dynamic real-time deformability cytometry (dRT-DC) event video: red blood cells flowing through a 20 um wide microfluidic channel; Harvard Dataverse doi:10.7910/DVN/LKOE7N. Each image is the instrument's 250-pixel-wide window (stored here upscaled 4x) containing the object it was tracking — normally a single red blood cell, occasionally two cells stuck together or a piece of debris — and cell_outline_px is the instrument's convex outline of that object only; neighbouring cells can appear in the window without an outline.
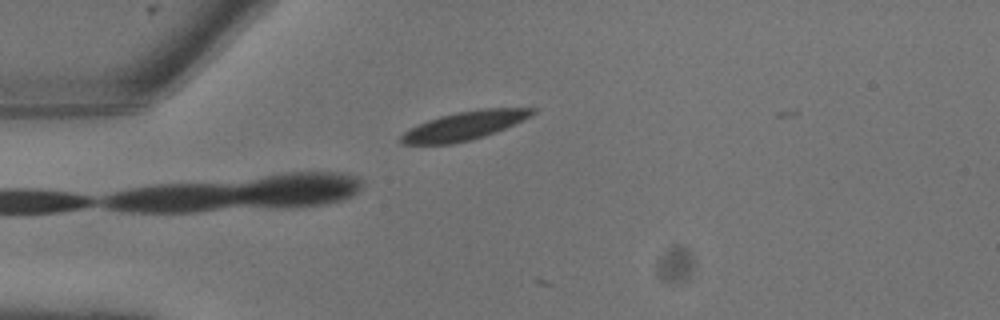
{"species": "common noctule bat (a hibernating species)", "species_latin": "Nyctalus noctula", "temperature_condition": "warm", "stored_images_in_passage": 8, "camera_frame_rate_fps": 3000, "um_per_image_px": 0.085, "animal": {"sex": "male", "body_mass_g": 13.3}, "frame": {"image": 1, "passage_image": 8, "time_ms": 2.333, "image_size_px": [1000, 320], "cell_outline_px": [[536, 112], [532, 116], [496, 132], [472, 140], [452, 144], [400, 144], [400, 136], [404, 132], [428, 120], [440, 116], [480, 108], [536, 108]], "centroid_in_image_um": [39.5, 10.69], "position_along_channel_um": 45.5, "area_um2": 21.73}}